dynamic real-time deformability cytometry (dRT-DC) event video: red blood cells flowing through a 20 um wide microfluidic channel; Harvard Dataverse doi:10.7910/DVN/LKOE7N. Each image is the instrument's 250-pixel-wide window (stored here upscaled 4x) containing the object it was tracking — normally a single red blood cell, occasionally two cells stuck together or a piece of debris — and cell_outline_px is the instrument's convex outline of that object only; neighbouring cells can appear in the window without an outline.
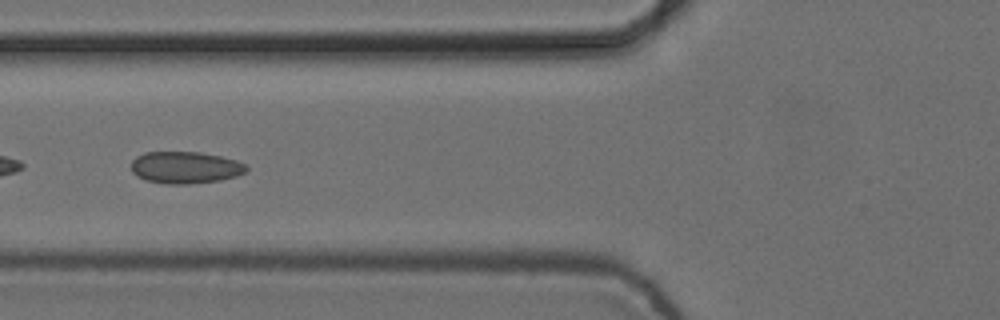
{"species": "common noctule bat (a hibernating species)", "species_latin": "Nyctalus noctula", "temperature_condition": "cold", "stored_images_in_passage": 8, "camera_frame_rate_fps": 3000, "um_per_image_px": 0.085, "animal": {"sex": "female", "body_mass_g": 24.6, "forearm_length_mm": 56.2}, "frame": {"image": 1, "passage_image": 5, "time_ms": 1.333, "image_size_px": [1000, 320], "cell_outline_px": [[248, 168], [244, 172], [236, 176], [220, 180], [188, 184], [164, 184], [144, 180], [136, 176], [132, 172], [132, 160], [136, 156], [144, 152], [200, 152], [220, 156], [236, 160], [244, 164]], "centroid_in_image_um": [15.71, 14.24], "position_along_channel_um": 110.1, "area_um2": 21.5}}
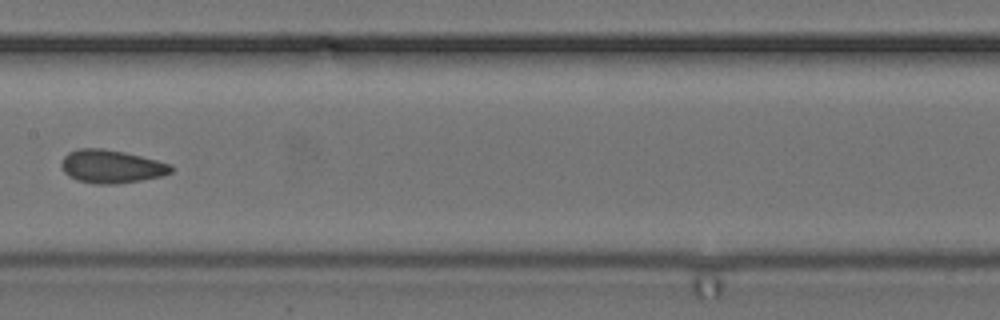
{"frame": {"image": 2, "passage_image": 7, "time_ms": 2.0, "image_size_px": [1000, 320], "cell_outline_px": [[172, 172], [164, 176], [116, 184], [96, 184], [76, 180], [68, 176], [64, 172], [60, 164], [64, 156], [68, 152], [76, 148], [104, 148], [124, 152], [172, 164]], "centroid_in_image_um": [9.44, 14.15], "position_along_channel_um": 198.0, "area_um2": 21.39}}
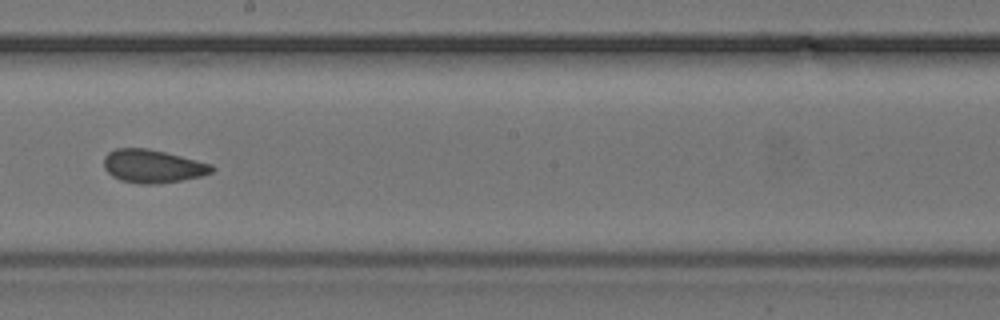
{"frame": {"image": 3, "passage_image": 8, "time_ms": 2.333, "image_size_px": [1000, 320], "cell_outline_px": [[216, 168], [212, 172], [200, 176], [180, 180], [156, 184], [140, 184], [120, 180], [112, 176], [104, 168], [104, 156], [108, 152], [116, 148], [148, 148], [212, 164]], "centroid_in_image_um": [12.95, 14.12], "position_along_channel_um": 235.2, "area_um2": 20.81}}